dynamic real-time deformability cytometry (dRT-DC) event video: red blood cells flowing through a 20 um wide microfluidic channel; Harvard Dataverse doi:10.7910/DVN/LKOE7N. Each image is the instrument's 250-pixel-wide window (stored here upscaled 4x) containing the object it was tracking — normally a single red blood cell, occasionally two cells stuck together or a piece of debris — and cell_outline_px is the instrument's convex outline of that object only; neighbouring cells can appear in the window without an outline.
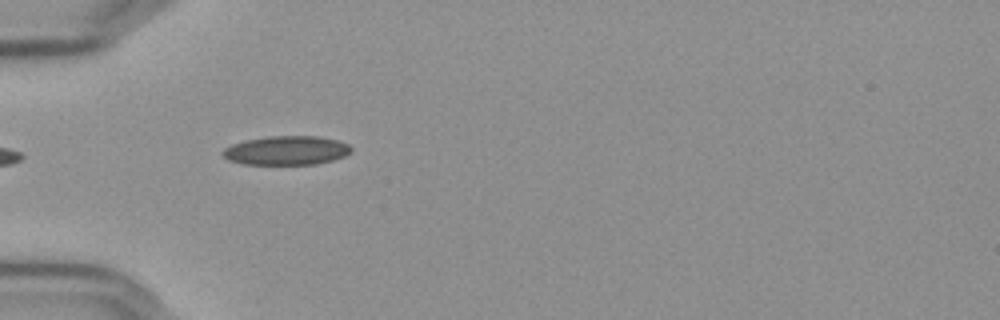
{"species": "Egyptian fruit bat (a non-hibernating species)", "species_latin": "Rousettus aegyptiacus", "temperature_condition": "cold", "stored_images_in_passage": 4, "camera_frame_rate_fps": 3000, "um_per_image_px": 0.085, "frame": {"image": 1, "passage_image": 1, "time_ms": 0.0, "image_size_px": [1000, 320], "cell_outline_px": [[352, 152], [344, 156], [332, 160], [316, 164], [244, 164], [228, 160], [220, 152], [224, 148], [232, 144], [244, 140], [268, 136], [320, 136], [336, 140], [348, 144], [352, 148]], "centroid_in_image_um": [24.34, 12.78], "position_along_channel_um": 60.7, "area_um2": 21.79}}